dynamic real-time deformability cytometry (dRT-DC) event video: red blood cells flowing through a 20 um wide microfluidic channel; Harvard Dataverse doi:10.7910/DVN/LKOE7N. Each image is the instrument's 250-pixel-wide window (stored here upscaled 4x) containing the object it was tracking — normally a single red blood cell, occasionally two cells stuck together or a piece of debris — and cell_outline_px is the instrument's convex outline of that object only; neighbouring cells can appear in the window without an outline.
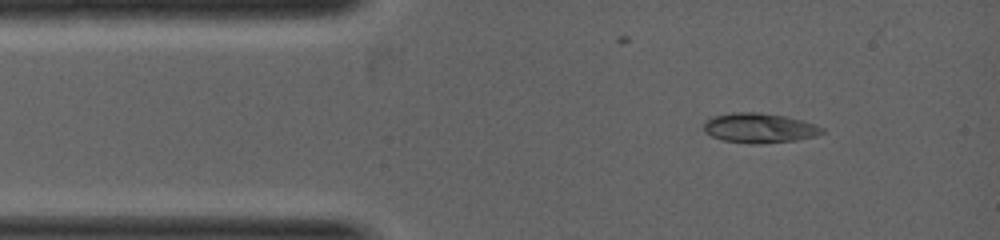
{"species": "common noctule bat (a hibernating species)", "species_latin": "Nyctalus noctula", "temperature_condition": "warm", "stored_images_in_passage": 3, "camera_frame_rate_fps": 5000, "um_per_image_px": 0.085, "animal": {"sex": "female", "body_mass_g": 19.0, "forearm_length_mm": 53.3}, "frame": {"image": 1, "passage_image": 1, "time_ms": 0.0, "image_size_px": [1000, 240], "cell_outline_px": [[824, 132], [816, 136], [796, 140], [760, 144], [752, 144], [724, 140], [712, 136], [704, 132], [704, 124], [712, 116], [732, 112], [756, 112], [784, 116], [800, 120], [824, 128]], "centroid_in_image_um": [64.53, 10.88], "position_along_channel_um": 20.5, "area_um2": 20.35}}